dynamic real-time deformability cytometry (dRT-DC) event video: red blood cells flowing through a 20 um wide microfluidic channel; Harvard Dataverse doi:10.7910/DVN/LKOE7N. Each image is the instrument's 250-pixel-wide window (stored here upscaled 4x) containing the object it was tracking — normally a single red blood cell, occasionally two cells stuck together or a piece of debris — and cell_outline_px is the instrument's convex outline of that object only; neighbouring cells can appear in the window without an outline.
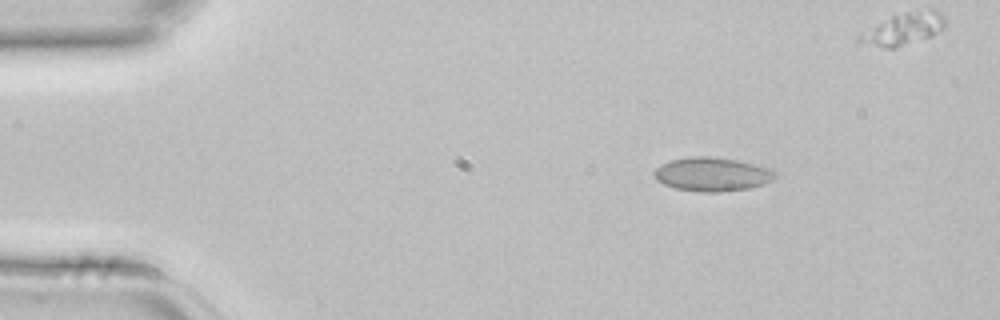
{"species": "common noctule bat (a hibernating species)", "species_latin": "Nyctalus noctula", "temperature_condition": "room temperature", "stored_images_in_passage": 3, "camera_frame_rate_fps": 3000, "um_per_image_px": 0.085, "animal": {"sex": "female", "body_mass_g": 22.7, "forearm_length_mm": 54.2}, "frame": {"image": 1, "passage_image": 1, "time_ms": 0.0, "image_size_px": [1000, 320], "cell_outline_px": [[776, 176], [772, 180], [764, 184], [748, 188], [720, 192], [700, 192], [676, 188], [664, 184], [656, 180], [652, 176], [652, 172], [660, 164], [672, 160], [692, 156], [708, 156], [736, 160], [772, 168], [776, 172]], "centroid_in_image_um": [60.52, 14.81], "position_along_channel_um": 24.5, "area_um2": 23.93}}